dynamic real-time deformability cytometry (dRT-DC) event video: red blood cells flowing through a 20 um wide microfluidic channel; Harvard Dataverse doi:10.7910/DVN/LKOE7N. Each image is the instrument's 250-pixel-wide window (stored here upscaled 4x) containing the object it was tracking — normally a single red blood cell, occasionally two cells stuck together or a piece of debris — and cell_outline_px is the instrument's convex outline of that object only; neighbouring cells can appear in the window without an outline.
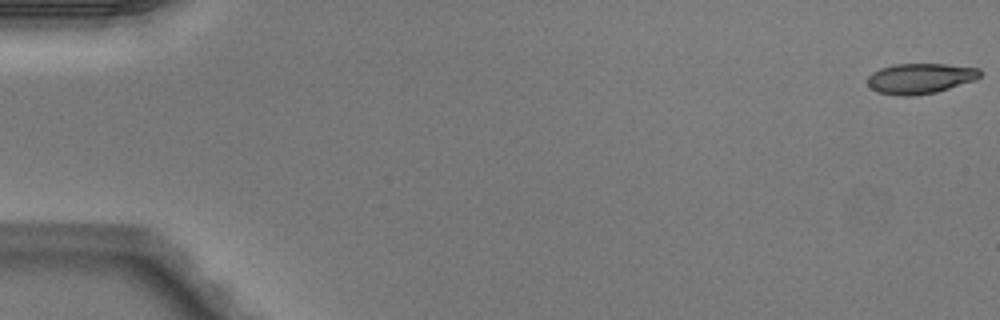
{"species": "Egyptian fruit bat (a non-hibernating species)", "species_latin": "Rousettus aegyptiacus", "temperature_condition": "warm", "stored_images_in_passage": 50, "camera_frame_rate_fps": 3000, "um_per_image_px": 0.085, "animal": {"sex": "male"}, "frame": {"image": 1, "passage_image": 1, "time_ms": 0.0, "image_size_px": [1000, 320], "cell_outline_px": [[980, 76], [976, 80], [936, 92], [916, 96], [896, 96], [876, 92], [868, 84], [868, 76], [872, 72], [880, 68], [892, 64], [948, 64], [980, 68]], "centroid_in_image_um": [78.21, 6.67], "position_along_channel_um": 6.8, "area_um2": 20.17}}
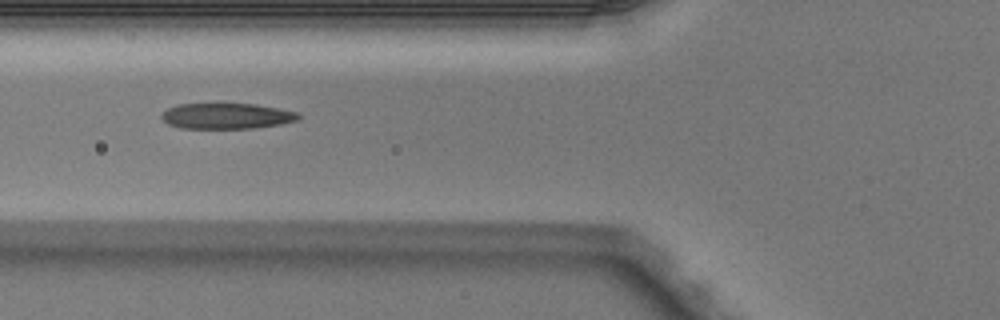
{"frame": {"image": 2, "passage_image": 20, "time_ms": 6.333, "image_size_px": [1000, 320], "cell_outline_px": [[300, 120], [280, 124], [252, 128], [180, 128], [168, 124], [160, 116], [168, 108], [176, 104], [256, 104], [296, 112], [300, 116]], "centroid_in_image_um": [19.25, 9.86], "position_along_channel_um": 106.5, "area_um2": 20.35}}
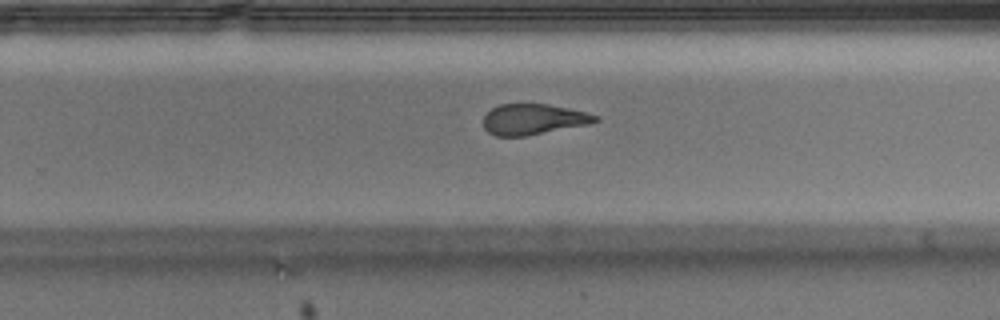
{"frame": {"image": 3, "passage_image": 33, "time_ms": 10.667, "image_size_px": [1000, 320], "cell_outline_px": [[600, 120], [588, 124], [524, 136], [496, 136], [488, 132], [484, 128], [484, 116], [492, 108], [500, 104], [548, 104], [584, 112], [600, 116]], "centroid_in_image_um": [45.32, 10.14], "position_along_channel_um": 284.5, "area_um2": 19.77}, "authors_computed_cell_mechanics": {"area_um2": 21.2126, "velocity_mm_per_s": 4.1103, "shape_relaxation_time_tau1_ms": 6.4238, "shape_relaxation_time_tau2_ms": 1.509, "deformation_change_tau1": 0.2511, "deformation_change_tau2": 0.1119}}